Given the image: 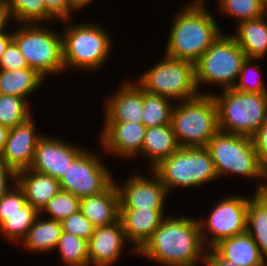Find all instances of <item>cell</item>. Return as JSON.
Returning <instances> with one entry per match:
<instances>
[{"label":"cell","mask_w":267,"mask_h":266,"mask_svg":"<svg viewBox=\"0 0 267 266\" xmlns=\"http://www.w3.org/2000/svg\"><path fill=\"white\" fill-rule=\"evenodd\" d=\"M188 217H165L152 237L137 252L165 266H196L205 262L199 221Z\"/></svg>","instance_id":"obj_1"},{"label":"cell","mask_w":267,"mask_h":266,"mask_svg":"<svg viewBox=\"0 0 267 266\" xmlns=\"http://www.w3.org/2000/svg\"><path fill=\"white\" fill-rule=\"evenodd\" d=\"M174 18L164 55L196 63L222 33L204 0H192Z\"/></svg>","instance_id":"obj_2"},{"label":"cell","mask_w":267,"mask_h":266,"mask_svg":"<svg viewBox=\"0 0 267 266\" xmlns=\"http://www.w3.org/2000/svg\"><path fill=\"white\" fill-rule=\"evenodd\" d=\"M171 126L180 147H206L219 131L218 111L212 94L201 93L174 105Z\"/></svg>","instance_id":"obj_3"},{"label":"cell","mask_w":267,"mask_h":266,"mask_svg":"<svg viewBox=\"0 0 267 266\" xmlns=\"http://www.w3.org/2000/svg\"><path fill=\"white\" fill-rule=\"evenodd\" d=\"M219 95L212 94L219 131L252 137L267 120V93H245L230 88Z\"/></svg>","instance_id":"obj_4"},{"label":"cell","mask_w":267,"mask_h":266,"mask_svg":"<svg viewBox=\"0 0 267 266\" xmlns=\"http://www.w3.org/2000/svg\"><path fill=\"white\" fill-rule=\"evenodd\" d=\"M68 25L62 33L64 69L83 71L98 69L111 52V37L107 31L90 22ZM111 42V43H110Z\"/></svg>","instance_id":"obj_5"},{"label":"cell","mask_w":267,"mask_h":266,"mask_svg":"<svg viewBox=\"0 0 267 266\" xmlns=\"http://www.w3.org/2000/svg\"><path fill=\"white\" fill-rule=\"evenodd\" d=\"M167 193L175 187L200 186L218 177L205 147H180L152 169Z\"/></svg>","instance_id":"obj_6"},{"label":"cell","mask_w":267,"mask_h":266,"mask_svg":"<svg viewBox=\"0 0 267 266\" xmlns=\"http://www.w3.org/2000/svg\"><path fill=\"white\" fill-rule=\"evenodd\" d=\"M13 41L19 47L28 67L44 78L48 74L56 75L65 70L62 35L57 32L40 23H21L19 29L13 32Z\"/></svg>","instance_id":"obj_7"},{"label":"cell","mask_w":267,"mask_h":266,"mask_svg":"<svg viewBox=\"0 0 267 266\" xmlns=\"http://www.w3.org/2000/svg\"><path fill=\"white\" fill-rule=\"evenodd\" d=\"M164 56L162 61L144 72L137 80L144 91L178 102L200 95L196 84L195 64Z\"/></svg>","instance_id":"obj_8"},{"label":"cell","mask_w":267,"mask_h":266,"mask_svg":"<svg viewBox=\"0 0 267 266\" xmlns=\"http://www.w3.org/2000/svg\"><path fill=\"white\" fill-rule=\"evenodd\" d=\"M246 58L235 38L221 33L195 63L197 87L208 83L233 88Z\"/></svg>","instance_id":"obj_9"},{"label":"cell","mask_w":267,"mask_h":266,"mask_svg":"<svg viewBox=\"0 0 267 266\" xmlns=\"http://www.w3.org/2000/svg\"><path fill=\"white\" fill-rule=\"evenodd\" d=\"M212 158L218 178L234 173L249 178H263L251 137L218 131L205 147Z\"/></svg>","instance_id":"obj_10"},{"label":"cell","mask_w":267,"mask_h":266,"mask_svg":"<svg viewBox=\"0 0 267 266\" xmlns=\"http://www.w3.org/2000/svg\"><path fill=\"white\" fill-rule=\"evenodd\" d=\"M222 199L215 204L205 221L198 219L203 244L209 245L210 248L222 239L246 232L247 208L250 199L238 196ZM208 232L212 237H208Z\"/></svg>","instance_id":"obj_11"},{"label":"cell","mask_w":267,"mask_h":266,"mask_svg":"<svg viewBox=\"0 0 267 266\" xmlns=\"http://www.w3.org/2000/svg\"><path fill=\"white\" fill-rule=\"evenodd\" d=\"M113 181L109 169L97 155L83 150L59 180L61 190L79 199L104 191Z\"/></svg>","instance_id":"obj_12"},{"label":"cell","mask_w":267,"mask_h":266,"mask_svg":"<svg viewBox=\"0 0 267 266\" xmlns=\"http://www.w3.org/2000/svg\"><path fill=\"white\" fill-rule=\"evenodd\" d=\"M153 179L133 174L125 184L115 183L119 196V209L164 210L167 191L158 175L151 170Z\"/></svg>","instance_id":"obj_13"},{"label":"cell","mask_w":267,"mask_h":266,"mask_svg":"<svg viewBox=\"0 0 267 266\" xmlns=\"http://www.w3.org/2000/svg\"><path fill=\"white\" fill-rule=\"evenodd\" d=\"M82 151L81 147L43 134L37 142L29 169L60 180L73 160Z\"/></svg>","instance_id":"obj_14"},{"label":"cell","mask_w":267,"mask_h":266,"mask_svg":"<svg viewBox=\"0 0 267 266\" xmlns=\"http://www.w3.org/2000/svg\"><path fill=\"white\" fill-rule=\"evenodd\" d=\"M33 118L9 128L1 160L15 173L29 169L37 142L42 137L35 130Z\"/></svg>","instance_id":"obj_15"},{"label":"cell","mask_w":267,"mask_h":266,"mask_svg":"<svg viewBox=\"0 0 267 266\" xmlns=\"http://www.w3.org/2000/svg\"><path fill=\"white\" fill-rule=\"evenodd\" d=\"M146 129L143 123L105 122L100 141L107 152L132 158L141 154Z\"/></svg>","instance_id":"obj_16"},{"label":"cell","mask_w":267,"mask_h":266,"mask_svg":"<svg viewBox=\"0 0 267 266\" xmlns=\"http://www.w3.org/2000/svg\"><path fill=\"white\" fill-rule=\"evenodd\" d=\"M126 240L120 220L109 226L95 227L88 240L89 266H110L120 257Z\"/></svg>","instance_id":"obj_17"},{"label":"cell","mask_w":267,"mask_h":266,"mask_svg":"<svg viewBox=\"0 0 267 266\" xmlns=\"http://www.w3.org/2000/svg\"><path fill=\"white\" fill-rule=\"evenodd\" d=\"M116 92L105 104L104 122L142 123L143 88L127 81Z\"/></svg>","instance_id":"obj_18"},{"label":"cell","mask_w":267,"mask_h":266,"mask_svg":"<svg viewBox=\"0 0 267 266\" xmlns=\"http://www.w3.org/2000/svg\"><path fill=\"white\" fill-rule=\"evenodd\" d=\"M165 217L163 210L119 209V220L127 241H133L134 252L145 245Z\"/></svg>","instance_id":"obj_19"},{"label":"cell","mask_w":267,"mask_h":266,"mask_svg":"<svg viewBox=\"0 0 267 266\" xmlns=\"http://www.w3.org/2000/svg\"><path fill=\"white\" fill-rule=\"evenodd\" d=\"M81 213L95 226H109L119 220V196L114 181L102 192L80 199Z\"/></svg>","instance_id":"obj_20"},{"label":"cell","mask_w":267,"mask_h":266,"mask_svg":"<svg viewBox=\"0 0 267 266\" xmlns=\"http://www.w3.org/2000/svg\"><path fill=\"white\" fill-rule=\"evenodd\" d=\"M16 183L23 190L27 203L40 214L48 201L61 190L59 180L32 169L16 173Z\"/></svg>","instance_id":"obj_21"},{"label":"cell","mask_w":267,"mask_h":266,"mask_svg":"<svg viewBox=\"0 0 267 266\" xmlns=\"http://www.w3.org/2000/svg\"><path fill=\"white\" fill-rule=\"evenodd\" d=\"M222 258L238 266H267L258 245L247 233L220 240L212 247Z\"/></svg>","instance_id":"obj_22"},{"label":"cell","mask_w":267,"mask_h":266,"mask_svg":"<svg viewBox=\"0 0 267 266\" xmlns=\"http://www.w3.org/2000/svg\"><path fill=\"white\" fill-rule=\"evenodd\" d=\"M267 14L253 20L238 22L231 34L247 58L261 59L267 53Z\"/></svg>","instance_id":"obj_23"},{"label":"cell","mask_w":267,"mask_h":266,"mask_svg":"<svg viewBox=\"0 0 267 266\" xmlns=\"http://www.w3.org/2000/svg\"><path fill=\"white\" fill-rule=\"evenodd\" d=\"M179 148L172 126L167 124L146 129L141 154L150 158L152 170Z\"/></svg>","instance_id":"obj_24"},{"label":"cell","mask_w":267,"mask_h":266,"mask_svg":"<svg viewBox=\"0 0 267 266\" xmlns=\"http://www.w3.org/2000/svg\"><path fill=\"white\" fill-rule=\"evenodd\" d=\"M44 79L46 78L30 67L18 70L0 69V94L26 99L28 95L39 89Z\"/></svg>","instance_id":"obj_25"},{"label":"cell","mask_w":267,"mask_h":266,"mask_svg":"<svg viewBox=\"0 0 267 266\" xmlns=\"http://www.w3.org/2000/svg\"><path fill=\"white\" fill-rule=\"evenodd\" d=\"M35 219L26 237L22 240L24 248L32 252H48L54 250L62 235L61 221L40 218Z\"/></svg>","instance_id":"obj_26"},{"label":"cell","mask_w":267,"mask_h":266,"mask_svg":"<svg viewBox=\"0 0 267 266\" xmlns=\"http://www.w3.org/2000/svg\"><path fill=\"white\" fill-rule=\"evenodd\" d=\"M246 231L258 245L262 258L267 263V200L259 192L250 197Z\"/></svg>","instance_id":"obj_27"},{"label":"cell","mask_w":267,"mask_h":266,"mask_svg":"<svg viewBox=\"0 0 267 266\" xmlns=\"http://www.w3.org/2000/svg\"><path fill=\"white\" fill-rule=\"evenodd\" d=\"M40 213L30 204L25 205V213L0 214V232L11 241L22 242Z\"/></svg>","instance_id":"obj_28"},{"label":"cell","mask_w":267,"mask_h":266,"mask_svg":"<svg viewBox=\"0 0 267 266\" xmlns=\"http://www.w3.org/2000/svg\"><path fill=\"white\" fill-rule=\"evenodd\" d=\"M171 99L148 93L143 89V119L146 128L171 124Z\"/></svg>","instance_id":"obj_29"},{"label":"cell","mask_w":267,"mask_h":266,"mask_svg":"<svg viewBox=\"0 0 267 266\" xmlns=\"http://www.w3.org/2000/svg\"><path fill=\"white\" fill-rule=\"evenodd\" d=\"M10 19L19 23L50 22L55 19L46 9L44 0H7Z\"/></svg>","instance_id":"obj_30"},{"label":"cell","mask_w":267,"mask_h":266,"mask_svg":"<svg viewBox=\"0 0 267 266\" xmlns=\"http://www.w3.org/2000/svg\"><path fill=\"white\" fill-rule=\"evenodd\" d=\"M68 266H89L88 241L66 232H62L55 250Z\"/></svg>","instance_id":"obj_31"},{"label":"cell","mask_w":267,"mask_h":266,"mask_svg":"<svg viewBox=\"0 0 267 266\" xmlns=\"http://www.w3.org/2000/svg\"><path fill=\"white\" fill-rule=\"evenodd\" d=\"M27 100L9 94H0V124L8 128L26 122L32 117Z\"/></svg>","instance_id":"obj_32"},{"label":"cell","mask_w":267,"mask_h":266,"mask_svg":"<svg viewBox=\"0 0 267 266\" xmlns=\"http://www.w3.org/2000/svg\"><path fill=\"white\" fill-rule=\"evenodd\" d=\"M220 10L228 16L244 20L258 19L266 15L263 0H219Z\"/></svg>","instance_id":"obj_33"},{"label":"cell","mask_w":267,"mask_h":266,"mask_svg":"<svg viewBox=\"0 0 267 266\" xmlns=\"http://www.w3.org/2000/svg\"><path fill=\"white\" fill-rule=\"evenodd\" d=\"M80 199L70 192L60 190L54 197H52L47 205L41 211L47 212L49 219L62 221L71 214L79 211Z\"/></svg>","instance_id":"obj_34"},{"label":"cell","mask_w":267,"mask_h":266,"mask_svg":"<svg viewBox=\"0 0 267 266\" xmlns=\"http://www.w3.org/2000/svg\"><path fill=\"white\" fill-rule=\"evenodd\" d=\"M63 232L79 236L89 240L94 233L95 226L81 213L77 211L61 221Z\"/></svg>","instance_id":"obj_35"},{"label":"cell","mask_w":267,"mask_h":266,"mask_svg":"<svg viewBox=\"0 0 267 266\" xmlns=\"http://www.w3.org/2000/svg\"><path fill=\"white\" fill-rule=\"evenodd\" d=\"M256 59H251V58H246L245 61L242 64V68L241 71L239 73L237 82L235 84V86L233 87V89L238 90V91H242L245 93H267V89L266 86H264L263 81L260 78H257L258 80H256L255 82L251 83L249 82V80L247 78L246 75H250L249 71H251V69L254 66V72L257 71V74H260V70L259 67L256 65L251 66L250 62L254 61ZM256 68V70H255ZM258 68V69H257Z\"/></svg>","instance_id":"obj_36"},{"label":"cell","mask_w":267,"mask_h":266,"mask_svg":"<svg viewBox=\"0 0 267 266\" xmlns=\"http://www.w3.org/2000/svg\"><path fill=\"white\" fill-rule=\"evenodd\" d=\"M26 204L23 190L15 183L0 199V214L25 213Z\"/></svg>","instance_id":"obj_37"},{"label":"cell","mask_w":267,"mask_h":266,"mask_svg":"<svg viewBox=\"0 0 267 266\" xmlns=\"http://www.w3.org/2000/svg\"><path fill=\"white\" fill-rule=\"evenodd\" d=\"M28 67L27 62L20 52L17 44L12 41L2 55L0 61L1 70H18Z\"/></svg>","instance_id":"obj_38"},{"label":"cell","mask_w":267,"mask_h":266,"mask_svg":"<svg viewBox=\"0 0 267 266\" xmlns=\"http://www.w3.org/2000/svg\"><path fill=\"white\" fill-rule=\"evenodd\" d=\"M256 150L260 165H267V120L251 137Z\"/></svg>","instance_id":"obj_39"},{"label":"cell","mask_w":267,"mask_h":266,"mask_svg":"<svg viewBox=\"0 0 267 266\" xmlns=\"http://www.w3.org/2000/svg\"><path fill=\"white\" fill-rule=\"evenodd\" d=\"M44 2L48 12L54 18H59L63 21L69 20L72 10L74 11L69 0H44Z\"/></svg>","instance_id":"obj_40"},{"label":"cell","mask_w":267,"mask_h":266,"mask_svg":"<svg viewBox=\"0 0 267 266\" xmlns=\"http://www.w3.org/2000/svg\"><path fill=\"white\" fill-rule=\"evenodd\" d=\"M11 177L12 182L16 183V173L12 171L1 159H0V199L10 190L7 181Z\"/></svg>","instance_id":"obj_41"},{"label":"cell","mask_w":267,"mask_h":266,"mask_svg":"<svg viewBox=\"0 0 267 266\" xmlns=\"http://www.w3.org/2000/svg\"><path fill=\"white\" fill-rule=\"evenodd\" d=\"M209 250L211 252L210 251L207 252L205 250L204 264H207L208 266H238L222 258L213 248L212 249L210 248Z\"/></svg>","instance_id":"obj_42"},{"label":"cell","mask_w":267,"mask_h":266,"mask_svg":"<svg viewBox=\"0 0 267 266\" xmlns=\"http://www.w3.org/2000/svg\"><path fill=\"white\" fill-rule=\"evenodd\" d=\"M13 41V32L4 33L0 36V61L8 45Z\"/></svg>","instance_id":"obj_43"},{"label":"cell","mask_w":267,"mask_h":266,"mask_svg":"<svg viewBox=\"0 0 267 266\" xmlns=\"http://www.w3.org/2000/svg\"><path fill=\"white\" fill-rule=\"evenodd\" d=\"M8 131L9 128L7 126L0 124V159L2 158V153L4 150V145L6 144Z\"/></svg>","instance_id":"obj_44"},{"label":"cell","mask_w":267,"mask_h":266,"mask_svg":"<svg viewBox=\"0 0 267 266\" xmlns=\"http://www.w3.org/2000/svg\"><path fill=\"white\" fill-rule=\"evenodd\" d=\"M10 15L8 11H0V36L4 34L3 30L5 29L6 24L8 23Z\"/></svg>","instance_id":"obj_45"},{"label":"cell","mask_w":267,"mask_h":266,"mask_svg":"<svg viewBox=\"0 0 267 266\" xmlns=\"http://www.w3.org/2000/svg\"><path fill=\"white\" fill-rule=\"evenodd\" d=\"M72 8L75 10H81L84 6L87 7L93 0H69Z\"/></svg>","instance_id":"obj_46"},{"label":"cell","mask_w":267,"mask_h":266,"mask_svg":"<svg viewBox=\"0 0 267 266\" xmlns=\"http://www.w3.org/2000/svg\"><path fill=\"white\" fill-rule=\"evenodd\" d=\"M263 178L266 179L267 178V165L263 168ZM260 185V186H259ZM257 187V191L259 192L261 195H267V182L264 184H259Z\"/></svg>","instance_id":"obj_47"},{"label":"cell","mask_w":267,"mask_h":266,"mask_svg":"<svg viewBox=\"0 0 267 266\" xmlns=\"http://www.w3.org/2000/svg\"><path fill=\"white\" fill-rule=\"evenodd\" d=\"M0 11H8L7 0H0Z\"/></svg>","instance_id":"obj_48"},{"label":"cell","mask_w":267,"mask_h":266,"mask_svg":"<svg viewBox=\"0 0 267 266\" xmlns=\"http://www.w3.org/2000/svg\"><path fill=\"white\" fill-rule=\"evenodd\" d=\"M263 4H264V9L266 10L267 13V0H263Z\"/></svg>","instance_id":"obj_49"}]
</instances>
